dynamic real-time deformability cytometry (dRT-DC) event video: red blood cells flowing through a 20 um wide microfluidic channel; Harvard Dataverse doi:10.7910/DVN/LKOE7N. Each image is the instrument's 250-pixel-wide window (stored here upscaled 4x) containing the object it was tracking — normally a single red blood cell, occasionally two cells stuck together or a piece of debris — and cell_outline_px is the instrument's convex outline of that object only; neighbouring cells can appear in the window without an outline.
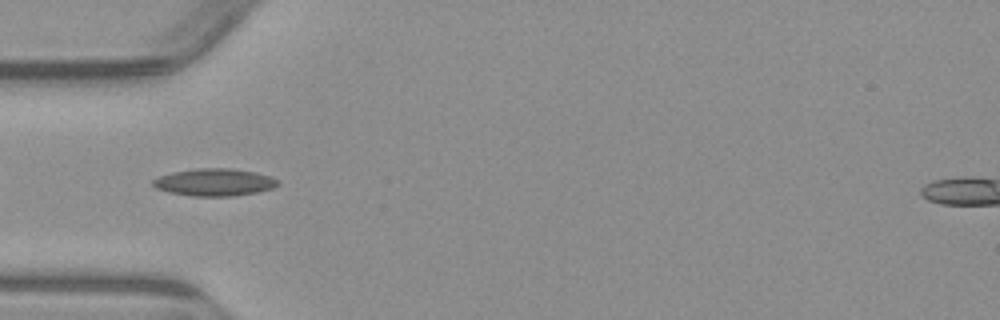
{"species": "common noctule bat (a hibernating species)", "species_latin": "Nyctalus noctula", "temperature_condition": "warm", "stored_images_in_passage": 8, "camera_frame_rate_fps": 3000, "um_per_image_px": 0.085, "animal": {"sex": "male", "body_mass_g": 23.1, "forearm_length_mm": 52.7}, "frame": {"image": 1, "passage_image": 5, "time_ms": 4.667, "image_size_px": [1000, 320], "cell_outline_px": [[280, 184], [272, 188], [256, 192], [232, 196], [192, 196], [168, 192], [156, 188], [152, 184], [152, 180], [160, 176], [172, 172], [196, 168], [232, 168], [256, 172], [280, 180]], "centroid_in_image_um": [18.22, 15.48], "position_along_channel_um": 66.8, "area_um2": 19.94}}
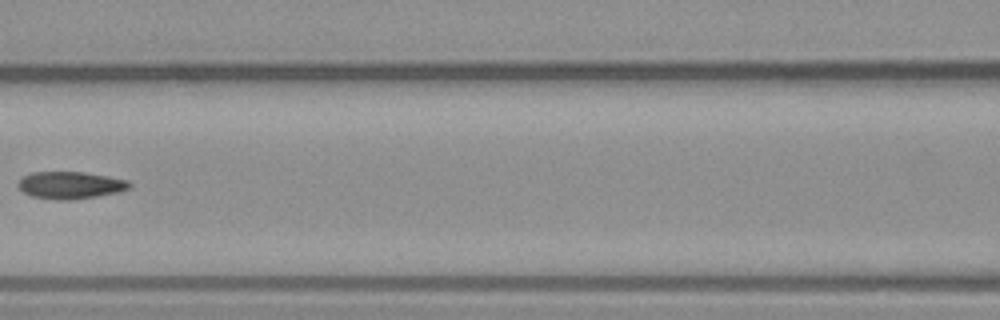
{"frame": {"image": 2, "passage_image": 7, "time_ms": 7.0, "image_size_px": [1000, 320], "cell_outline_px": [[132, 184], [128, 188], [120, 192], [96, 196], [68, 200], [56, 200], [32, 196], [24, 192], [16, 184], [20, 176], [32, 172], [84, 172], [108, 176], [128, 180]], "centroid_in_image_um": [5.95, 15.73], "position_along_channel_um": 160.6, "area_um2": 17.74}}
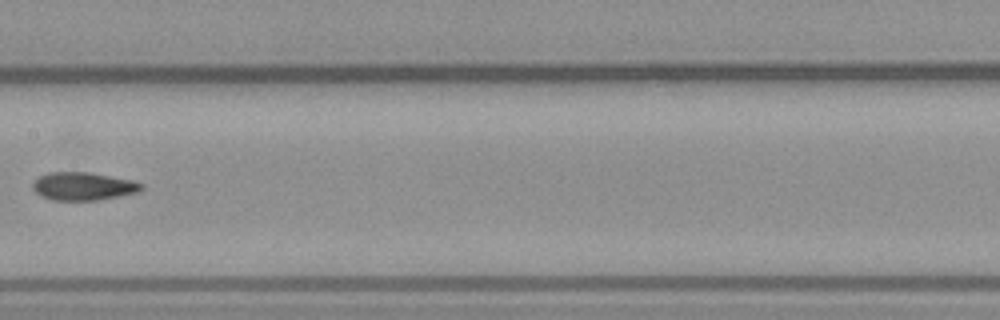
{"frame": {"image": 3, "passage_image": 8, "time_ms": 8.0, "image_size_px": [1000, 320], "cell_outline_px": [[144, 188], [136, 192], [120, 196], [100, 200], [52, 200], [40, 196], [32, 188], [32, 184], [40, 176], [48, 172], [88, 172], [132, 180], [144, 184]], "centroid_in_image_um": [7.07, 15.83], "position_along_channel_um": 200.3, "area_um2": 17.74}}